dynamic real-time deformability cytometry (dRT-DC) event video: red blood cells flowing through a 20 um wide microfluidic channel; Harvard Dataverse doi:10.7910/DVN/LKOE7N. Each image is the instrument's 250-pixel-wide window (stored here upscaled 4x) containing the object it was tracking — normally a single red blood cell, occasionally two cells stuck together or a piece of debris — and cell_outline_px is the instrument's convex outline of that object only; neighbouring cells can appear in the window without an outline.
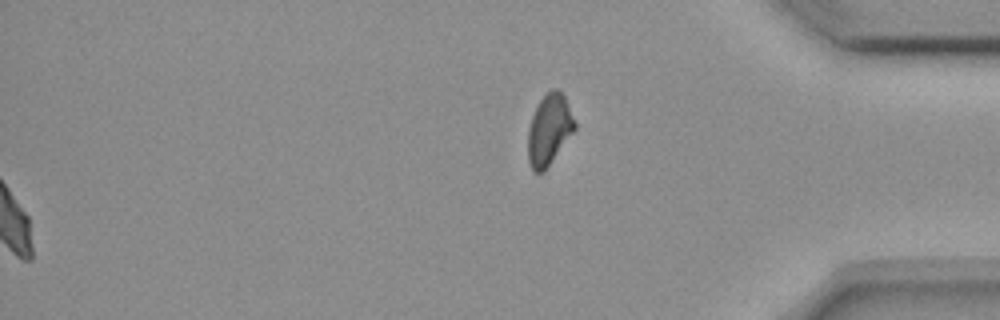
{"species": "common noctule bat (a hibernating species)", "species_latin": "Nyctalus noctula", "temperature_condition": "room temperature", "stored_images_in_passage": 57, "segment_of_instrument_passage": [2, 2], "camera_frame_rate_fps": 3000, "um_per_image_px": 0.085, "animal": {"sex": "female", "body_mass_g": 18.4}, "frame": {"image": 1, "passage_image": 57, "time_ms": 18.667, "image_size_px": [1000, 320], "cell_outline_px": [[576, 128], [544, 172], [532, 172], [528, 160], [528, 128], [532, 116], [540, 100], [552, 88], [556, 88], [564, 96], [576, 124]], "centroid_in_image_um": [46.66, 11.05], "position_along_channel_um": 388.5, "area_um2": 19.07}}